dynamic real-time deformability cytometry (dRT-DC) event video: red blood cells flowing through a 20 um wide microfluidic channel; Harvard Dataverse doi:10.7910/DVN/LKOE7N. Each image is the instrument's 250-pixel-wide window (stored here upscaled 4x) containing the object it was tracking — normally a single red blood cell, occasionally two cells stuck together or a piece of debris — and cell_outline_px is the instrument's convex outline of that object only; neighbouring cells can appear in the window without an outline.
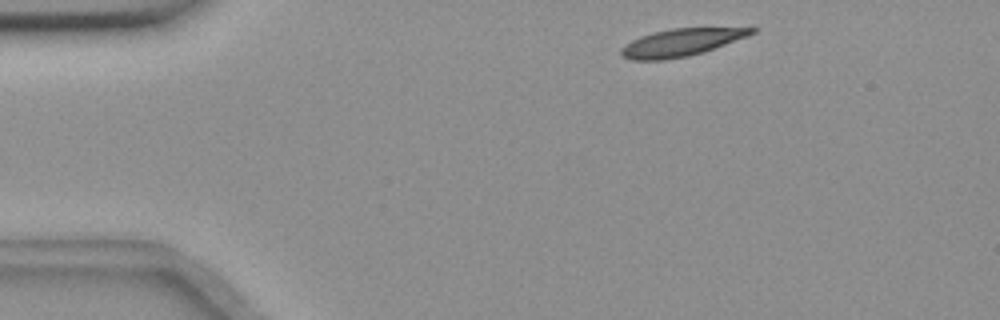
{"species": "common noctule bat (a hibernating species)", "species_latin": "Nyctalus noctula", "temperature_condition": "room temperature", "stored_images_in_passage": 50, "camera_frame_rate_fps": 3000, "um_per_image_px": 0.085, "animal": {"sex": "female", "body_mass_g": 18.4}, "frame": {"image": 1, "passage_image": 3, "time_ms": 0.667, "image_size_px": [1000, 320], "cell_outline_px": [[756, 32], [748, 36], [704, 52], [688, 56], [664, 60], [632, 60], [620, 56], [620, 48], [624, 44], [640, 36], [652, 32], [672, 28], [756, 28]], "centroid_in_image_um": [57.84, 3.62], "position_along_channel_um": 27.2, "area_um2": 20.92}}
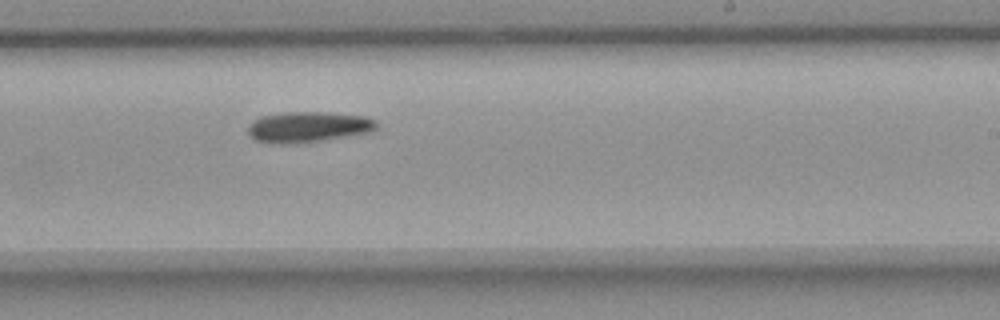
{"frame": {"image": 2, "passage_image": 28, "time_ms": 9.0, "image_size_px": [1000, 320], "cell_outline_px": [[376, 128], [368, 132], [320, 140], [256, 140], [248, 136], [248, 124], [260, 116], [284, 112], [324, 112], [364, 116], [376, 120]], "centroid_in_image_um": [26.21, 10.72], "position_along_channel_um": 262.8, "area_um2": 21.68}}
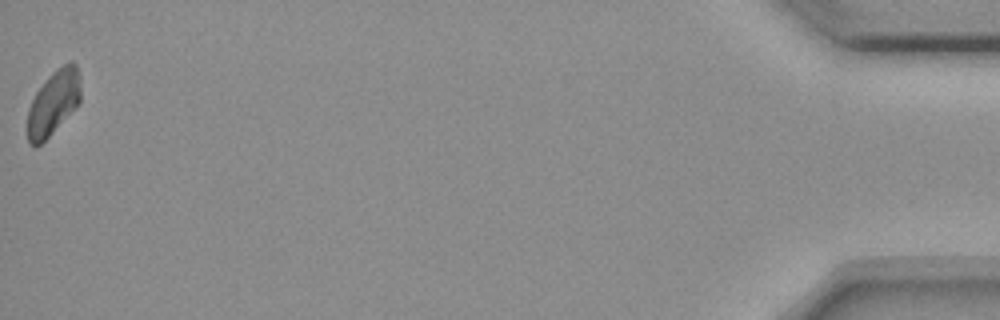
{"frame": {"image": 3, "passage_image": 50, "time_ms": 16.333, "image_size_px": [1000, 320], "cell_outline_px": [[80, 104], [40, 144], [28, 144], [24, 132], [24, 128], [28, 108], [36, 92], [48, 76], [56, 68], [72, 60], [76, 64], [80, 80]], "centroid_in_image_um": [4.5, 8.75], "position_along_channel_um": 430.7, "area_um2": 20.4}, "authors_computed_cell_mechanics": {"area_um2": 21.675, "velocity_mm_per_s": 3.607, "shape_relaxation_time_tau1_ms": 4.4608, "shape_relaxation_time_tau2_ms": null, "deformation_change_tau1": 0.1, "deformation_change_tau2": null}}